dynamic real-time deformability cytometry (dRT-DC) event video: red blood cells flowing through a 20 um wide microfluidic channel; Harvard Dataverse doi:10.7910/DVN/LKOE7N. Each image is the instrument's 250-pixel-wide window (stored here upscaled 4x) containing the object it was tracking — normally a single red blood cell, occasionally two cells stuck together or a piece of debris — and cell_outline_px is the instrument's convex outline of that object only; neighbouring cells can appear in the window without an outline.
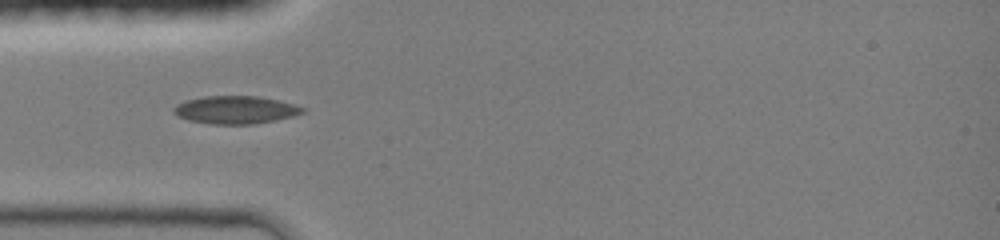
{"species": "common noctule bat (a hibernating species)", "species_latin": "Nyctalus noctula", "temperature_condition": "room temperature", "stored_images_in_passage": 27, "camera_frame_rate_fps": 3000, "um_per_image_px": 0.085, "animal": {"sex": "female", "body_mass_g": 19.0, "forearm_length_mm": 51.5}, "frame": {"image": 1, "passage_image": 1, "time_ms": 0.0, "image_size_px": [1000, 240], "cell_outline_px": [[308, 108], [304, 112], [292, 116], [276, 120], [252, 124], [212, 124], [188, 120], [176, 116], [172, 112], [172, 108], [176, 104], [184, 100], [204, 96], [260, 96]], "centroid_in_image_um": [19.97, 9.33], "position_along_channel_um": 65.0, "area_um2": 21.04}}
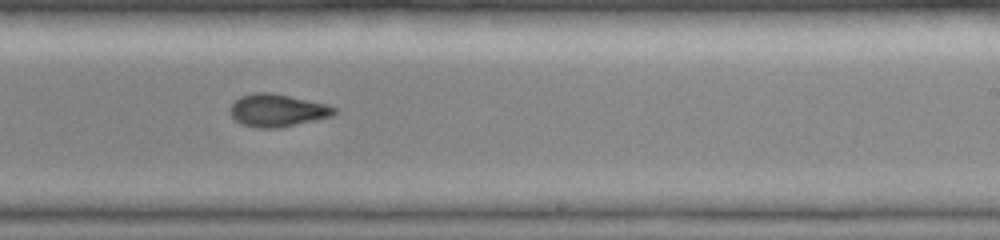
{"frame": {"image": 2, "passage_image": 15, "time_ms": 4.667, "image_size_px": [1000, 240], "cell_outline_px": [[340, 108], [332, 116], [280, 128], [256, 128], [244, 124], [236, 120], [228, 112], [228, 108], [240, 96], [252, 92], [272, 92], [328, 104]], "centroid_in_image_um": [23.59, 9.37], "position_along_channel_um": 265.4, "area_um2": 20.06}}
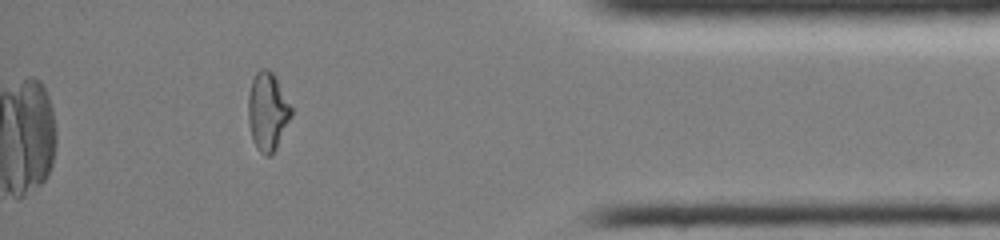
{"frame": {"image": 3, "passage_image": 27, "time_ms": 8.667, "image_size_px": [1000, 240], "cell_outline_px": [[292, 116], [276, 148], [268, 156], [264, 156], [256, 148], [252, 140], [248, 120], [248, 96], [252, 80], [256, 72], [260, 68], [268, 68], [272, 72], [292, 108]], "centroid_in_image_um": [22.73, 9.48], "position_along_channel_um": 412.5, "area_um2": 19.54}}